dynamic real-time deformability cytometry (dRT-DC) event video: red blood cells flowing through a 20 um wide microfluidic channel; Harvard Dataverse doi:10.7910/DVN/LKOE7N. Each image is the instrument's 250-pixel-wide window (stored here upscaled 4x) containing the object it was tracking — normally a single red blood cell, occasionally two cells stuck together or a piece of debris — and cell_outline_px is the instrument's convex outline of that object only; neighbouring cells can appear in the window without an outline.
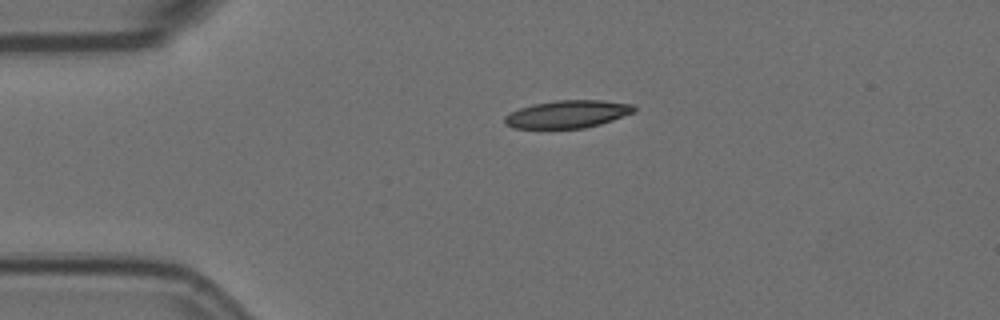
{"species": "Egyptian fruit bat (a non-hibernating species)", "species_latin": "Rousettus aegyptiacus", "temperature_condition": "room temperature", "stored_images_in_passage": 12, "camera_frame_rate_fps": 3000, "um_per_image_px": 0.085, "animal": {"sex": "female"}, "frame": {"image": 1, "passage_image": 1, "time_ms": 0.0, "image_size_px": [1000, 320], "cell_outline_px": [[636, 112], [600, 124], [584, 128], [516, 128], [504, 124], [504, 116], [520, 108], [532, 104], [556, 100], [600, 100], [632, 104], [636, 108]], "centroid_in_image_um": [48.25, 9.7], "position_along_channel_um": 36.7, "area_um2": 20.81}}
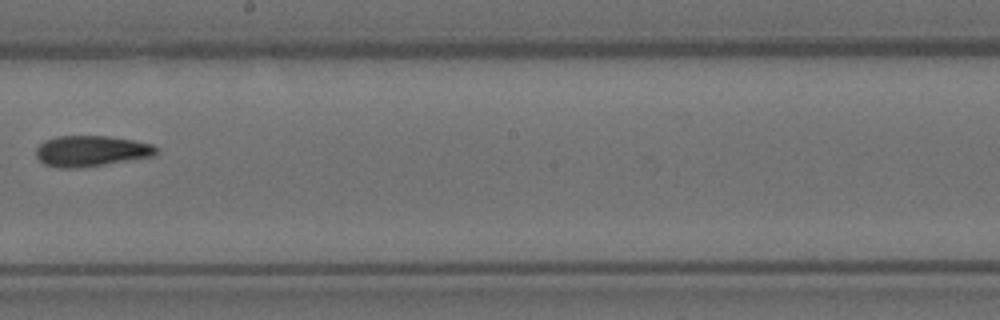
{"frame": {"image": 2, "passage_image": 6, "time_ms": 1.667, "image_size_px": [1000, 320], "cell_outline_px": [[156, 152], [152, 156], [80, 168], [56, 168], [44, 164], [36, 156], [36, 148], [44, 140], [56, 136], [108, 136], [132, 140], [152, 144], [156, 148]], "centroid_in_image_um": [7.68, 12.83], "position_along_channel_um": 240.5, "area_um2": 21.44}}
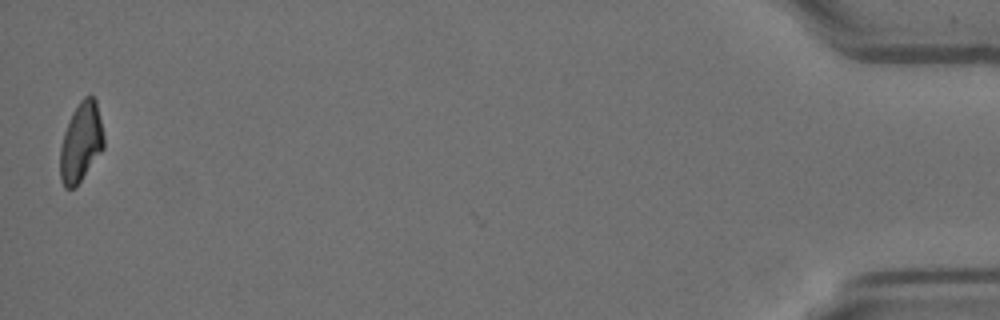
{"frame": {"image": 3, "passage_image": 12, "time_ms": 3.667, "image_size_px": [1000, 320], "cell_outline_px": [[104, 148], [76, 188], [64, 188], [60, 180], [60, 148], [64, 132], [72, 112], [80, 100], [84, 96], [92, 96], [96, 100], [104, 136]], "centroid_in_image_um": [6.88, 12.12], "position_along_channel_um": 428.3, "area_um2": 20.35}}